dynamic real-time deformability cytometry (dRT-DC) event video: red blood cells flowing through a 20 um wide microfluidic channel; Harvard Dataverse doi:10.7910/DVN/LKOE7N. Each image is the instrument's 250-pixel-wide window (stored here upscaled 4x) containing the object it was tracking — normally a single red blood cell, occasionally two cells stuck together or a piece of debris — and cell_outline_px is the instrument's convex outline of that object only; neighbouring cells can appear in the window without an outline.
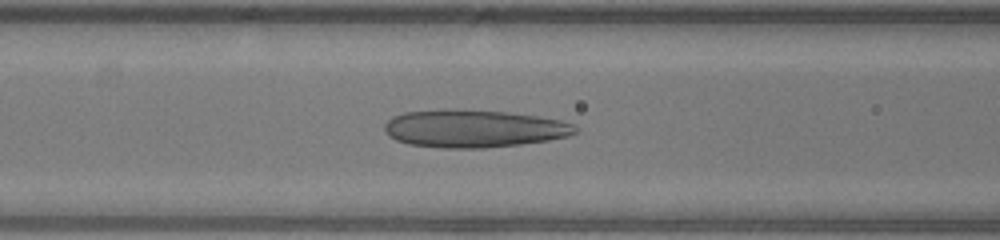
{"species": "human", "species_latin": "Homo sapiens", "temperature_condition": "warm", "stored_images_in_passage": 41, "camera_frame_rate_fps": 3000, "um_per_image_px": 0.085, "donor": {"sex": "male"}, "frame": {"image": 1, "passage_image": 12, "time_ms": 3.667, "image_size_px": [1000, 240], "cell_outline_px": [[576, 132], [568, 136], [548, 140], [520, 144], [484, 148], [444, 148], [408, 144], [396, 140], [388, 136], [384, 128], [384, 124], [392, 116], [404, 112], [444, 108], [452, 108], [508, 112], [536, 116], [560, 120], [576, 124]], "centroid_in_image_um": [40.23, 10.91], "position_along_channel_um": 126.4, "area_um2": 42.25}}
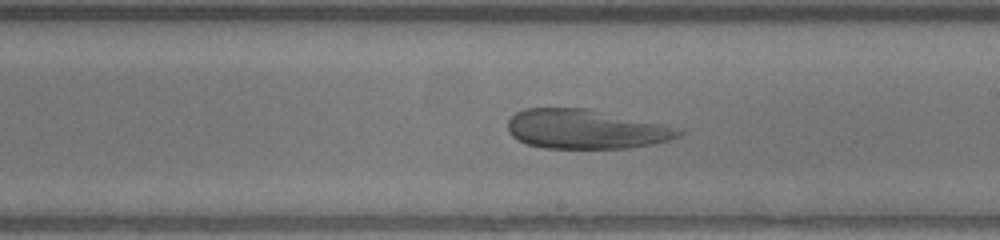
{"frame": {"image": 2, "passage_image": 20, "time_ms": 6.333, "image_size_px": [1000, 240], "cell_outline_px": [[684, 132], [680, 136], [656, 144], [628, 148], [544, 148], [528, 144], [512, 136], [508, 132], [508, 120], [516, 112], [524, 108], [588, 108], [668, 124]], "centroid_in_image_um": [49.83, 10.97], "position_along_channel_um": 239.2, "area_um2": 39.59}}
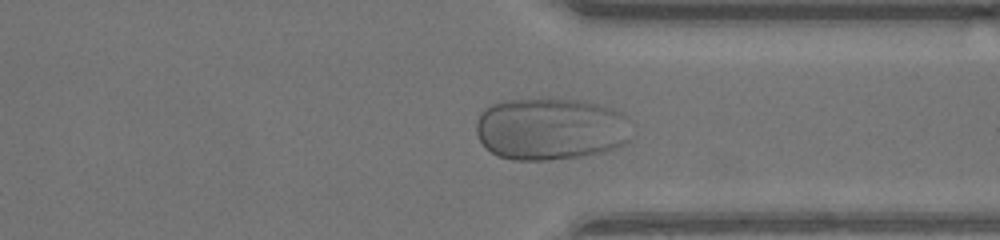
{"frame": {"image": 3, "passage_image": 29, "time_ms": 9.333, "image_size_px": [1000, 240], "cell_outline_px": [[628, 140], [624, 144], [616, 148], [600, 152], [580, 156], [548, 160], [512, 160], [500, 156], [492, 152], [480, 140], [476, 132], [476, 120], [480, 112], [492, 104], [500, 100], [548, 96], [576, 100], [608, 108], [620, 112], [624, 116]], "centroid_in_image_um": [46.7, 10.92], "position_along_channel_um": 364.7, "area_um2": 56.47}}